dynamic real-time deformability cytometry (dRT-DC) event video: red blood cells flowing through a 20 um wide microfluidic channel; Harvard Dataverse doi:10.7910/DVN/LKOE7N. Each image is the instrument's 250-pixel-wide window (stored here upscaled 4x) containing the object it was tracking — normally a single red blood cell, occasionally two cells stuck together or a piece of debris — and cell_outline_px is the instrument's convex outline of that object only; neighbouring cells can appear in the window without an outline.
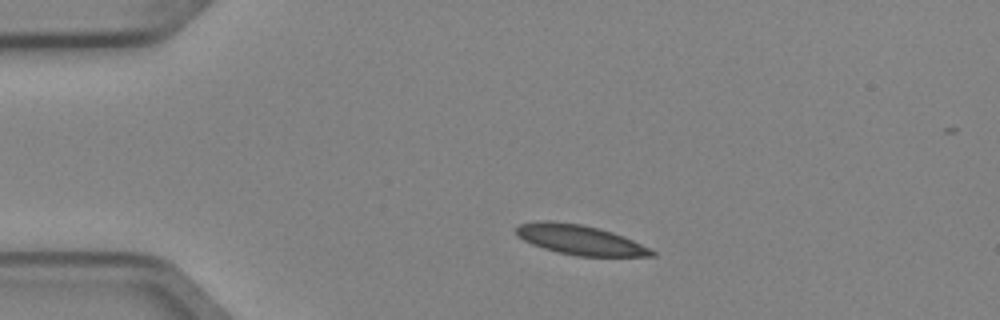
{"species": "Egyptian fruit bat (a non-hibernating species)", "species_latin": "Rousettus aegyptiacus", "temperature_condition": "cold", "stored_images_in_passage": 2, "camera_frame_rate_fps": 3000, "um_per_image_px": 0.085, "animal": {"sex": "female"}, "frame": {"image": 1, "passage_image": 1, "time_ms": 0.0, "image_size_px": [1000, 320], "cell_outline_px": [[656, 256], [576, 256], [544, 248], [532, 244], [516, 236], [516, 228], [520, 224], [544, 220], [548, 220], [580, 224], [612, 232], [624, 236], [656, 252]], "centroid_in_image_um": [49.28, 20.38], "position_along_channel_um": 35.7, "area_um2": 23.18}}